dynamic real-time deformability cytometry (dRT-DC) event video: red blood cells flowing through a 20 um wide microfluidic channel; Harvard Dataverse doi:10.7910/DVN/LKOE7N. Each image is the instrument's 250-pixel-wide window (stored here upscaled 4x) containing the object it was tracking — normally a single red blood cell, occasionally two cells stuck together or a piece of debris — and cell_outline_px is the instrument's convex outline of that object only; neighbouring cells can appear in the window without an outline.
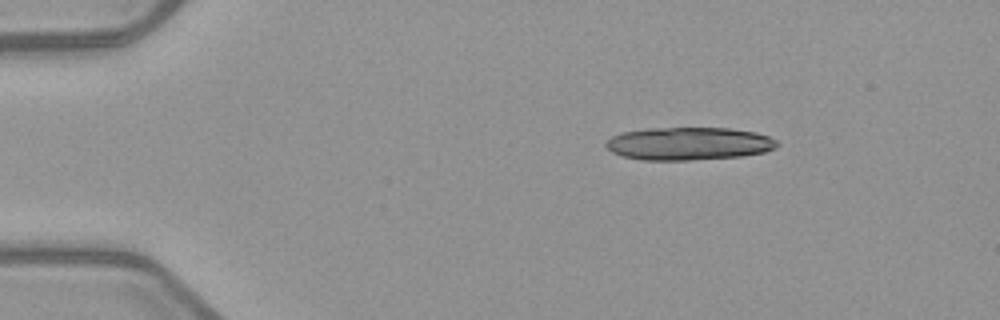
{"species": "common noctule bat (a hibernating species)", "species_latin": "Nyctalus noctula", "temperature_condition": "warm", "stored_images_in_passage": 6, "segment_of_instrument_passage": [2, 2], "camera_frame_rate_fps": 3000, "um_per_image_px": 0.085, "animal": {"sex": "female", "body_mass_g": 21.9}, "frame": {"image": 1, "passage_image": 6, "time_ms": 6.0, "image_size_px": [1000, 320], "cell_outline_px": [[780, 144], [776, 148], [764, 152], [740, 156], [688, 160], [640, 160], [624, 156], [612, 152], [604, 144], [612, 136], [624, 132], [648, 128], [728, 128], [756, 132], [768, 136], [776, 140]], "centroid_in_image_um": [58.56, 12.21], "position_along_channel_um": 26.4, "area_um2": 32.71}}